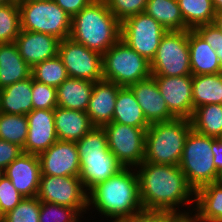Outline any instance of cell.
<instances>
[{
	"label": "cell",
	"mask_w": 222,
	"mask_h": 222,
	"mask_svg": "<svg viewBox=\"0 0 222 222\" xmlns=\"http://www.w3.org/2000/svg\"><path fill=\"white\" fill-rule=\"evenodd\" d=\"M28 134L26 115L5 114L0 112V140L24 147Z\"/></svg>",
	"instance_id": "obj_33"
},
{
	"label": "cell",
	"mask_w": 222,
	"mask_h": 222,
	"mask_svg": "<svg viewBox=\"0 0 222 222\" xmlns=\"http://www.w3.org/2000/svg\"><path fill=\"white\" fill-rule=\"evenodd\" d=\"M103 128L108 149L123 167L136 168L144 161L146 130L116 122Z\"/></svg>",
	"instance_id": "obj_11"
},
{
	"label": "cell",
	"mask_w": 222,
	"mask_h": 222,
	"mask_svg": "<svg viewBox=\"0 0 222 222\" xmlns=\"http://www.w3.org/2000/svg\"><path fill=\"white\" fill-rule=\"evenodd\" d=\"M167 30L145 12L121 23V39L149 62L154 58L160 40Z\"/></svg>",
	"instance_id": "obj_12"
},
{
	"label": "cell",
	"mask_w": 222,
	"mask_h": 222,
	"mask_svg": "<svg viewBox=\"0 0 222 222\" xmlns=\"http://www.w3.org/2000/svg\"><path fill=\"white\" fill-rule=\"evenodd\" d=\"M75 143L80 157L79 177L87 191L123 168L108 149L107 135L103 127L95 126Z\"/></svg>",
	"instance_id": "obj_4"
},
{
	"label": "cell",
	"mask_w": 222,
	"mask_h": 222,
	"mask_svg": "<svg viewBox=\"0 0 222 222\" xmlns=\"http://www.w3.org/2000/svg\"><path fill=\"white\" fill-rule=\"evenodd\" d=\"M190 120L195 132L217 138L222 133V104L197 107Z\"/></svg>",
	"instance_id": "obj_30"
},
{
	"label": "cell",
	"mask_w": 222,
	"mask_h": 222,
	"mask_svg": "<svg viewBox=\"0 0 222 222\" xmlns=\"http://www.w3.org/2000/svg\"><path fill=\"white\" fill-rule=\"evenodd\" d=\"M121 87L114 82L100 80L94 82L91 98L86 110L91 123L103 127L112 122L117 94Z\"/></svg>",
	"instance_id": "obj_20"
},
{
	"label": "cell",
	"mask_w": 222,
	"mask_h": 222,
	"mask_svg": "<svg viewBox=\"0 0 222 222\" xmlns=\"http://www.w3.org/2000/svg\"><path fill=\"white\" fill-rule=\"evenodd\" d=\"M220 143H222V133L216 138Z\"/></svg>",
	"instance_id": "obj_51"
},
{
	"label": "cell",
	"mask_w": 222,
	"mask_h": 222,
	"mask_svg": "<svg viewBox=\"0 0 222 222\" xmlns=\"http://www.w3.org/2000/svg\"><path fill=\"white\" fill-rule=\"evenodd\" d=\"M112 122L143 128L147 130L150 123L129 87H121L117 94Z\"/></svg>",
	"instance_id": "obj_26"
},
{
	"label": "cell",
	"mask_w": 222,
	"mask_h": 222,
	"mask_svg": "<svg viewBox=\"0 0 222 222\" xmlns=\"http://www.w3.org/2000/svg\"><path fill=\"white\" fill-rule=\"evenodd\" d=\"M194 211L200 222H222V185L212 182L199 188Z\"/></svg>",
	"instance_id": "obj_27"
},
{
	"label": "cell",
	"mask_w": 222,
	"mask_h": 222,
	"mask_svg": "<svg viewBox=\"0 0 222 222\" xmlns=\"http://www.w3.org/2000/svg\"><path fill=\"white\" fill-rule=\"evenodd\" d=\"M193 109L209 104H222V72L192 75Z\"/></svg>",
	"instance_id": "obj_28"
},
{
	"label": "cell",
	"mask_w": 222,
	"mask_h": 222,
	"mask_svg": "<svg viewBox=\"0 0 222 222\" xmlns=\"http://www.w3.org/2000/svg\"><path fill=\"white\" fill-rule=\"evenodd\" d=\"M144 12L167 31L190 30L184 23L177 0H148Z\"/></svg>",
	"instance_id": "obj_29"
},
{
	"label": "cell",
	"mask_w": 222,
	"mask_h": 222,
	"mask_svg": "<svg viewBox=\"0 0 222 222\" xmlns=\"http://www.w3.org/2000/svg\"><path fill=\"white\" fill-rule=\"evenodd\" d=\"M194 30L216 50L222 67V32L212 23L200 25Z\"/></svg>",
	"instance_id": "obj_40"
},
{
	"label": "cell",
	"mask_w": 222,
	"mask_h": 222,
	"mask_svg": "<svg viewBox=\"0 0 222 222\" xmlns=\"http://www.w3.org/2000/svg\"><path fill=\"white\" fill-rule=\"evenodd\" d=\"M212 24H214L222 32V11L215 13Z\"/></svg>",
	"instance_id": "obj_46"
},
{
	"label": "cell",
	"mask_w": 222,
	"mask_h": 222,
	"mask_svg": "<svg viewBox=\"0 0 222 222\" xmlns=\"http://www.w3.org/2000/svg\"><path fill=\"white\" fill-rule=\"evenodd\" d=\"M40 201L74 208L84 220H88V191L79 176L41 175L36 196Z\"/></svg>",
	"instance_id": "obj_10"
},
{
	"label": "cell",
	"mask_w": 222,
	"mask_h": 222,
	"mask_svg": "<svg viewBox=\"0 0 222 222\" xmlns=\"http://www.w3.org/2000/svg\"><path fill=\"white\" fill-rule=\"evenodd\" d=\"M5 175V169L3 167H0V180L4 177Z\"/></svg>",
	"instance_id": "obj_49"
},
{
	"label": "cell",
	"mask_w": 222,
	"mask_h": 222,
	"mask_svg": "<svg viewBox=\"0 0 222 222\" xmlns=\"http://www.w3.org/2000/svg\"><path fill=\"white\" fill-rule=\"evenodd\" d=\"M103 79L129 87L152 76L150 62L121 38L102 55Z\"/></svg>",
	"instance_id": "obj_6"
},
{
	"label": "cell",
	"mask_w": 222,
	"mask_h": 222,
	"mask_svg": "<svg viewBox=\"0 0 222 222\" xmlns=\"http://www.w3.org/2000/svg\"><path fill=\"white\" fill-rule=\"evenodd\" d=\"M31 76L33 80L55 88L69 77L58 55L35 65L31 70Z\"/></svg>",
	"instance_id": "obj_32"
},
{
	"label": "cell",
	"mask_w": 222,
	"mask_h": 222,
	"mask_svg": "<svg viewBox=\"0 0 222 222\" xmlns=\"http://www.w3.org/2000/svg\"><path fill=\"white\" fill-rule=\"evenodd\" d=\"M71 17L79 13L93 0H54Z\"/></svg>",
	"instance_id": "obj_43"
},
{
	"label": "cell",
	"mask_w": 222,
	"mask_h": 222,
	"mask_svg": "<svg viewBox=\"0 0 222 222\" xmlns=\"http://www.w3.org/2000/svg\"><path fill=\"white\" fill-rule=\"evenodd\" d=\"M24 197L15 189L10 179L4 175L0 180V212L4 216L17 206Z\"/></svg>",
	"instance_id": "obj_39"
},
{
	"label": "cell",
	"mask_w": 222,
	"mask_h": 222,
	"mask_svg": "<svg viewBox=\"0 0 222 222\" xmlns=\"http://www.w3.org/2000/svg\"><path fill=\"white\" fill-rule=\"evenodd\" d=\"M12 2H18V0H0V6L4 4H9Z\"/></svg>",
	"instance_id": "obj_48"
},
{
	"label": "cell",
	"mask_w": 222,
	"mask_h": 222,
	"mask_svg": "<svg viewBox=\"0 0 222 222\" xmlns=\"http://www.w3.org/2000/svg\"><path fill=\"white\" fill-rule=\"evenodd\" d=\"M5 175L24 198L36 197L41 176L38 155L22 153L5 168Z\"/></svg>",
	"instance_id": "obj_17"
},
{
	"label": "cell",
	"mask_w": 222,
	"mask_h": 222,
	"mask_svg": "<svg viewBox=\"0 0 222 222\" xmlns=\"http://www.w3.org/2000/svg\"><path fill=\"white\" fill-rule=\"evenodd\" d=\"M129 88L132 90L146 120L150 124L175 119L169 112L168 106L152 76L130 85Z\"/></svg>",
	"instance_id": "obj_19"
},
{
	"label": "cell",
	"mask_w": 222,
	"mask_h": 222,
	"mask_svg": "<svg viewBox=\"0 0 222 222\" xmlns=\"http://www.w3.org/2000/svg\"><path fill=\"white\" fill-rule=\"evenodd\" d=\"M54 124L58 140L77 142L95 126L86 112L56 107Z\"/></svg>",
	"instance_id": "obj_21"
},
{
	"label": "cell",
	"mask_w": 222,
	"mask_h": 222,
	"mask_svg": "<svg viewBox=\"0 0 222 222\" xmlns=\"http://www.w3.org/2000/svg\"><path fill=\"white\" fill-rule=\"evenodd\" d=\"M59 42L52 35L25 30H20L14 41L18 52L31 68L58 55Z\"/></svg>",
	"instance_id": "obj_18"
},
{
	"label": "cell",
	"mask_w": 222,
	"mask_h": 222,
	"mask_svg": "<svg viewBox=\"0 0 222 222\" xmlns=\"http://www.w3.org/2000/svg\"><path fill=\"white\" fill-rule=\"evenodd\" d=\"M167 222H200L196 212L188 211L183 213H173Z\"/></svg>",
	"instance_id": "obj_45"
},
{
	"label": "cell",
	"mask_w": 222,
	"mask_h": 222,
	"mask_svg": "<svg viewBox=\"0 0 222 222\" xmlns=\"http://www.w3.org/2000/svg\"><path fill=\"white\" fill-rule=\"evenodd\" d=\"M21 30L18 2L0 6V44L12 43Z\"/></svg>",
	"instance_id": "obj_34"
},
{
	"label": "cell",
	"mask_w": 222,
	"mask_h": 222,
	"mask_svg": "<svg viewBox=\"0 0 222 222\" xmlns=\"http://www.w3.org/2000/svg\"><path fill=\"white\" fill-rule=\"evenodd\" d=\"M26 117L28 134L22 148L23 153L39 155L58 140L54 124V110L34 109Z\"/></svg>",
	"instance_id": "obj_16"
},
{
	"label": "cell",
	"mask_w": 222,
	"mask_h": 222,
	"mask_svg": "<svg viewBox=\"0 0 222 222\" xmlns=\"http://www.w3.org/2000/svg\"><path fill=\"white\" fill-rule=\"evenodd\" d=\"M74 208L40 201L39 222H82L85 220Z\"/></svg>",
	"instance_id": "obj_35"
},
{
	"label": "cell",
	"mask_w": 222,
	"mask_h": 222,
	"mask_svg": "<svg viewBox=\"0 0 222 222\" xmlns=\"http://www.w3.org/2000/svg\"><path fill=\"white\" fill-rule=\"evenodd\" d=\"M135 169L143 210L173 213L194 210L196 192L178 165L142 162Z\"/></svg>",
	"instance_id": "obj_1"
},
{
	"label": "cell",
	"mask_w": 222,
	"mask_h": 222,
	"mask_svg": "<svg viewBox=\"0 0 222 222\" xmlns=\"http://www.w3.org/2000/svg\"><path fill=\"white\" fill-rule=\"evenodd\" d=\"M40 200L37 197L23 198L10 212L3 216V222H39Z\"/></svg>",
	"instance_id": "obj_36"
},
{
	"label": "cell",
	"mask_w": 222,
	"mask_h": 222,
	"mask_svg": "<svg viewBox=\"0 0 222 222\" xmlns=\"http://www.w3.org/2000/svg\"><path fill=\"white\" fill-rule=\"evenodd\" d=\"M32 104L33 110H54L57 107L56 88L37 82L32 77Z\"/></svg>",
	"instance_id": "obj_37"
},
{
	"label": "cell",
	"mask_w": 222,
	"mask_h": 222,
	"mask_svg": "<svg viewBox=\"0 0 222 222\" xmlns=\"http://www.w3.org/2000/svg\"><path fill=\"white\" fill-rule=\"evenodd\" d=\"M142 210L135 168L123 167L88 191L87 214L91 215L92 220V212H95L107 222H122Z\"/></svg>",
	"instance_id": "obj_2"
},
{
	"label": "cell",
	"mask_w": 222,
	"mask_h": 222,
	"mask_svg": "<svg viewBox=\"0 0 222 222\" xmlns=\"http://www.w3.org/2000/svg\"><path fill=\"white\" fill-rule=\"evenodd\" d=\"M31 70L14 42L0 44V90L31 77Z\"/></svg>",
	"instance_id": "obj_23"
},
{
	"label": "cell",
	"mask_w": 222,
	"mask_h": 222,
	"mask_svg": "<svg viewBox=\"0 0 222 222\" xmlns=\"http://www.w3.org/2000/svg\"><path fill=\"white\" fill-rule=\"evenodd\" d=\"M58 56L69 77L93 82L103 80L102 55L70 37L59 42Z\"/></svg>",
	"instance_id": "obj_13"
},
{
	"label": "cell",
	"mask_w": 222,
	"mask_h": 222,
	"mask_svg": "<svg viewBox=\"0 0 222 222\" xmlns=\"http://www.w3.org/2000/svg\"><path fill=\"white\" fill-rule=\"evenodd\" d=\"M94 82L68 77L56 88L57 106L86 112Z\"/></svg>",
	"instance_id": "obj_25"
},
{
	"label": "cell",
	"mask_w": 222,
	"mask_h": 222,
	"mask_svg": "<svg viewBox=\"0 0 222 222\" xmlns=\"http://www.w3.org/2000/svg\"><path fill=\"white\" fill-rule=\"evenodd\" d=\"M152 76L192 75L188 30L167 31L150 62Z\"/></svg>",
	"instance_id": "obj_9"
},
{
	"label": "cell",
	"mask_w": 222,
	"mask_h": 222,
	"mask_svg": "<svg viewBox=\"0 0 222 222\" xmlns=\"http://www.w3.org/2000/svg\"><path fill=\"white\" fill-rule=\"evenodd\" d=\"M21 30L42 32L60 41L70 37L72 17L54 0H18Z\"/></svg>",
	"instance_id": "obj_7"
},
{
	"label": "cell",
	"mask_w": 222,
	"mask_h": 222,
	"mask_svg": "<svg viewBox=\"0 0 222 222\" xmlns=\"http://www.w3.org/2000/svg\"><path fill=\"white\" fill-rule=\"evenodd\" d=\"M177 2L184 23L190 30L213 22L216 11L212 0H177Z\"/></svg>",
	"instance_id": "obj_31"
},
{
	"label": "cell",
	"mask_w": 222,
	"mask_h": 222,
	"mask_svg": "<svg viewBox=\"0 0 222 222\" xmlns=\"http://www.w3.org/2000/svg\"><path fill=\"white\" fill-rule=\"evenodd\" d=\"M211 149L214 156V166L218 172L222 171V143L211 137Z\"/></svg>",
	"instance_id": "obj_44"
},
{
	"label": "cell",
	"mask_w": 222,
	"mask_h": 222,
	"mask_svg": "<svg viewBox=\"0 0 222 222\" xmlns=\"http://www.w3.org/2000/svg\"><path fill=\"white\" fill-rule=\"evenodd\" d=\"M188 46L192 75L218 74L222 72L216 50L195 30H188Z\"/></svg>",
	"instance_id": "obj_22"
},
{
	"label": "cell",
	"mask_w": 222,
	"mask_h": 222,
	"mask_svg": "<svg viewBox=\"0 0 222 222\" xmlns=\"http://www.w3.org/2000/svg\"><path fill=\"white\" fill-rule=\"evenodd\" d=\"M23 153L22 147L15 143L0 140V167L4 169Z\"/></svg>",
	"instance_id": "obj_42"
},
{
	"label": "cell",
	"mask_w": 222,
	"mask_h": 222,
	"mask_svg": "<svg viewBox=\"0 0 222 222\" xmlns=\"http://www.w3.org/2000/svg\"><path fill=\"white\" fill-rule=\"evenodd\" d=\"M172 214L170 211L142 210L122 222H167Z\"/></svg>",
	"instance_id": "obj_41"
},
{
	"label": "cell",
	"mask_w": 222,
	"mask_h": 222,
	"mask_svg": "<svg viewBox=\"0 0 222 222\" xmlns=\"http://www.w3.org/2000/svg\"><path fill=\"white\" fill-rule=\"evenodd\" d=\"M41 175L79 176L80 157L74 141L57 140L38 155Z\"/></svg>",
	"instance_id": "obj_15"
},
{
	"label": "cell",
	"mask_w": 222,
	"mask_h": 222,
	"mask_svg": "<svg viewBox=\"0 0 222 222\" xmlns=\"http://www.w3.org/2000/svg\"><path fill=\"white\" fill-rule=\"evenodd\" d=\"M217 182H218L220 185H222V171L219 172V176H218Z\"/></svg>",
	"instance_id": "obj_50"
},
{
	"label": "cell",
	"mask_w": 222,
	"mask_h": 222,
	"mask_svg": "<svg viewBox=\"0 0 222 222\" xmlns=\"http://www.w3.org/2000/svg\"><path fill=\"white\" fill-rule=\"evenodd\" d=\"M211 137L193 129L188 133L179 167L195 192L212 182H217L219 172L214 166Z\"/></svg>",
	"instance_id": "obj_8"
},
{
	"label": "cell",
	"mask_w": 222,
	"mask_h": 222,
	"mask_svg": "<svg viewBox=\"0 0 222 222\" xmlns=\"http://www.w3.org/2000/svg\"><path fill=\"white\" fill-rule=\"evenodd\" d=\"M70 38L103 55L121 38V23L105 0H93L72 17Z\"/></svg>",
	"instance_id": "obj_3"
},
{
	"label": "cell",
	"mask_w": 222,
	"mask_h": 222,
	"mask_svg": "<svg viewBox=\"0 0 222 222\" xmlns=\"http://www.w3.org/2000/svg\"><path fill=\"white\" fill-rule=\"evenodd\" d=\"M0 222H3V215L0 212Z\"/></svg>",
	"instance_id": "obj_52"
},
{
	"label": "cell",
	"mask_w": 222,
	"mask_h": 222,
	"mask_svg": "<svg viewBox=\"0 0 222 222\" xmlns=\"http://www.w3.org/2000/svg\"><path fill=\"white\" fill-rule=\"evenodd\" d=\"M32 110V76L0 90V112L27 115Z\"/></svg>",
	"instance_id": "obj_24"
},
{
	"label": "cell",
	"mask_w": 222,
	"mask_h": 222,
	"mask_svg": "<svg viewBox=\"0 0 222 222\" xmlns=\"http://www.w3.org/2000/svg\"><path fill=\"white\" fill-rule=\"evenodd\" d=\"M169 112L175 118L191 119L193 109L192 75L152 76Z\"/></svg>",
	"instance_id": "obj_14"
},
{
	"label": "cell",
	"mask_w": 222,
	"mask_h": 222,
	"mask_svg": "<svg viewBox=\"0 0 222 222\" xmlns=\"http://www.w3.org/2000/svg\"><path fill=\"white\" fill-rule=\"evenodd\" d=\"M216 12L222 11V0H212Z\"/></svg>",
	"instance_id": "obj_47"
},
{
	"label": "cell",
	"mask_w": 222,
	"mask_h": 222,
	"mask_svg": "<svg viewBox=\"0 0 222 222\" xmlns=\"http://www.w3.org/2000/svg\"><path fill=\"white\" fill-rule=\"evenodd\" d=\"M109 10L122 23L127 18L145 11L148 0H105Z\"/></svg>",
	"instance_id": "obj_38"
},
{
	"label": "cell",
	"mask_w": 222,
	"mask_h": 222,
	"mask_svg": "<svg viewBox=\"0 0 222 222\" xmlns=\"http://www.w3.org/2000/svg\"><path fill=\"white\" fill-rule=\"evenodd\" d=\"M191 120L175 118L150 124L146 130L143 162L163 165H179Z\"/></svg>",
	"instance_id": "obj_5"
}]
</instances>
